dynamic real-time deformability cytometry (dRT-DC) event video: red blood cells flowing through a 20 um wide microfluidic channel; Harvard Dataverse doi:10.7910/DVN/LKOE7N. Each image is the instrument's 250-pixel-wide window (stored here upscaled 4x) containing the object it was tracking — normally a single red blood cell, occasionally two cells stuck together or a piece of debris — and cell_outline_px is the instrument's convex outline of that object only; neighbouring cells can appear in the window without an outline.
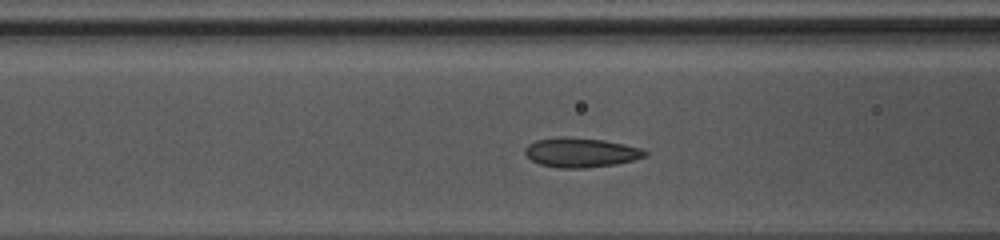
{"species": "common noctule bat (a hibernating species)", "species_latin": "Nyctalus noctula", "temperature_condition": "warm", "stored_images_in_passage": 8, "camera_frame_rate_fps": 3000, "um_per_image_px": 0.085, "animal": {"sex": "female", "body_mass_g": 10.0, "forearm_length_mm": 53.1}, "frame": {"image": 1, "passage_image": 6, "time_ms": 1.667, "image_size_px": [1000, 240], "cell_outline_px": [[648, 156], [616, 164], [588, 168], [560, 168], [540, 164], [532, 160], [524, 152], [524, 148], [528, 144], [536, 140], [560, 136], [604, 140], [644, 148], [648, 152]], "centroid_in_image_um": [49.4, 12.96], "position_along_channel_um": 117.2, "area_um2": 20.75}}